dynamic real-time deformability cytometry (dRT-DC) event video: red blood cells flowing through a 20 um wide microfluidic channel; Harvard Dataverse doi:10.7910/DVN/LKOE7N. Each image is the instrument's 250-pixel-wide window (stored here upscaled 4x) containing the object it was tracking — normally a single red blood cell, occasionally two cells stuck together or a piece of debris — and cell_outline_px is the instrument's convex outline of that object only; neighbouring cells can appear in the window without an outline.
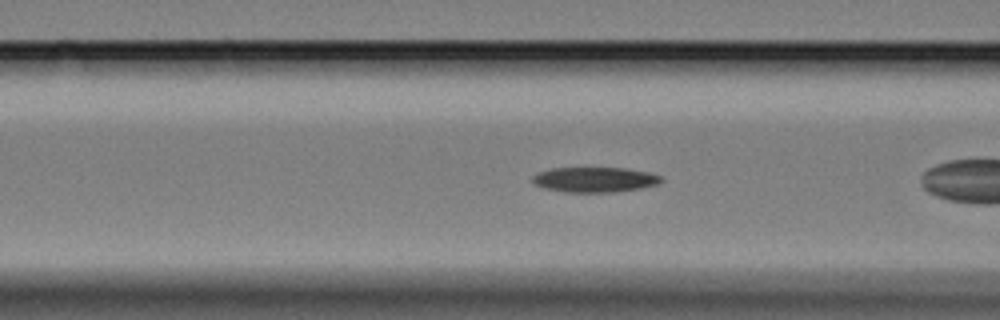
{"species": "Egyptian fruit bat (a non-hibernating species)", "species_latin": "Rousettus aegyptiacus", "temperature_condition": "cold", "stored_images_in_passage": 43, "camera_frame_rate_fps": 3000, "um_per_image_px": 0.085, "animal": {"sex": "female"}, "frame": {"image": 1, "passage_image": 6, "time_ms": 1.667, "image_size_px": [1000, 320], "cell_outline_px": [[664, 180], [660, 184], [644, 188], [616, 192], [564, 192], [544, 188], [532, 184], [532, 176], [540, 172], [552, 168], [624, 168], [648, 172], [660, 176]], "centroid_in_image_um": [50.57, 15.28], "position_along_channel_um": 116.0, "area_um2": 19.02}}
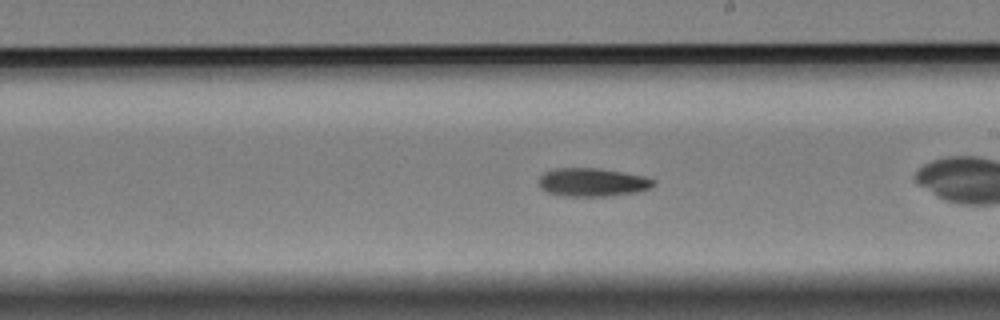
{"frame": {"image": 2, "passage_image": 17, "time_ms": 5.333, "image_size_px": [1000, 320], "cell_outline_px": [[656, 184], [652, 188], [636, 192], [608, 196], [564, 196], [544, 192], [540, 188], [540, 176], [544, 172], [556, 168], [600, 168], [644, 176], [656, 180]], "centroid_in_image_um": [50.37, 15.49], "position_along_channel_um": 238.6, "area_um2": 19.13}}
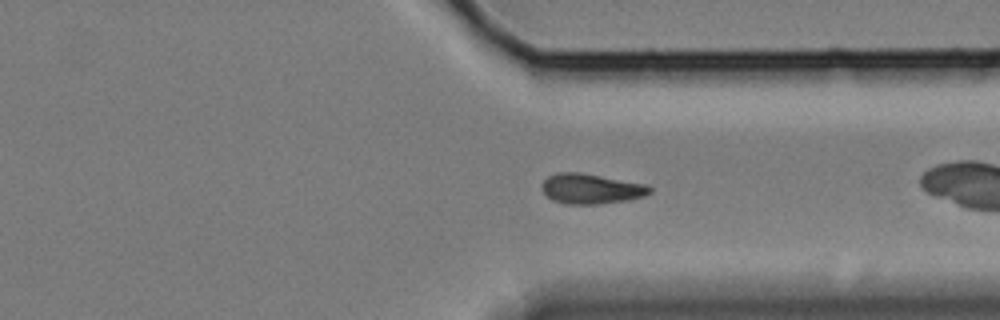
{"frame": {"image": 3, "passage_image": 28, "time_ms": 9.0, "image_size_px": [1000, 320], "cell_outline_px": [[652, 192], [644, 196], [628, 200], [600, 204], [564, 204], [552, 200], [540, 188], [540, 184], [548, 176], [556, 172], [576, 172], [600, 176], [644, 184], [652, 188]], "centroid_in_image_um": [50.2, 16.05], "position_along_channel_um": 361.2, "area_um2": 18.9}, "authors_computed_cell_mechanics": {"area_um2": 18.785, "velocity_mm_per_s": 3.3341, "shape_relaxation_time_tau1_ms": 6.3771, "shape_relaxation_time_tau2_ms": null, "deformation_change_tau1": 0.1319, "deformation_change_tau2": null}}